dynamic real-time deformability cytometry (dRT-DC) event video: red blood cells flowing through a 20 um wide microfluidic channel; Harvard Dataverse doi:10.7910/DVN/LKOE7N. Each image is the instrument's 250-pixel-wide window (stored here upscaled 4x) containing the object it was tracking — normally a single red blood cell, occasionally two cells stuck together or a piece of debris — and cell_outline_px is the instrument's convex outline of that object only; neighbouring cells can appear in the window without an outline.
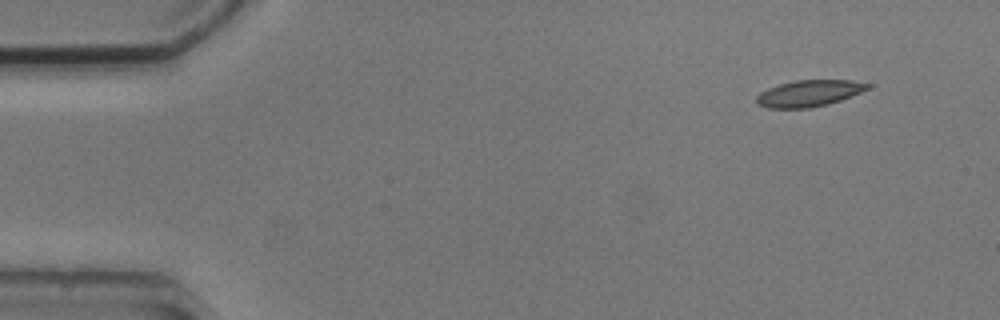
{"species": "common noctule bat (a hibernating species)", "species_latin": "Nyctalus noctula", "temperature_condition": "cold", "stored_images_in_passage": 4, "camera_frame_rate_fps": 3000, "um_per_image_px": 0.085, "animal": {"sex": "male", "body_mass_g": 20.5, "forearm_length_mm": 52.5}, "frame": {"image": 1, "passage_image": 1, "time_ms": 0.0, "image_size_px": [1000, 320], "cell_outline_px": [[872, 84], [868, 88], [860, 92], [840, 100], [828, 104], [808, 108], [768, 108], [756, 104], [756, 96], [760, 92], [768, 88], [780, 84], [796, 80], [852, 80]], "centroid_in_image_um": [68.74, 7.93], "position_along_channel_um": 16.3, "area_um2": 17.05}}
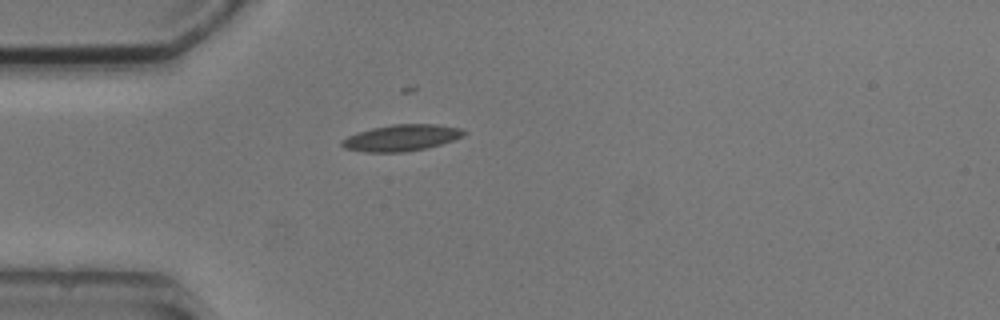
{"frame": {"image": 2, "passage_image": 4, "time_ms": 3.333, "image_size_px": [1000, 320], "cell_outline_px": [[468, 132], [464, 136], [428, 148], [404, 152], [364, 152], [344, 148], [340, 144], [340, 140], [356, 132], [372, 128], [392, 124], [436, 124], [464, 128]], "centroid_in_image_um": [34.13, 11.71], "position_along_channel_um": 50.9, "area_um2": 19.02}}